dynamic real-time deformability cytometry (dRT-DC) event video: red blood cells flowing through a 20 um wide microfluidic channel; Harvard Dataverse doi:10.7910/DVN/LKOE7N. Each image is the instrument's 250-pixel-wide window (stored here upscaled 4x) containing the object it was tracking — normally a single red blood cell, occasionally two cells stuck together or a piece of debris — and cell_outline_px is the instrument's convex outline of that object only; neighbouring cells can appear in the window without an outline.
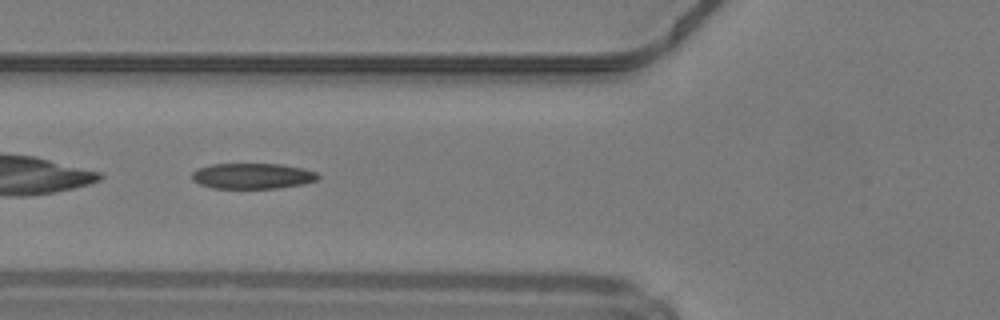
{"species": "common noctule bat (a hibernating species)", "species_latin": "Nyctalus noctula", "temperature_condition": "warm", "stored_images_in_passage": 46, "camera_frame_rate_fps": 3000, "um_per_image_px": 0.085, "animal": {"sex": "male", "body_mass_g": 19.2, "forearm_length_mm": 51.8}, "frame": {"image": 1, "passage_image": 19, "time_ms": 6.0, "image_size_px": [1000, 320], "cell_outline_px": [[320, 176], [316, 180], [304, 184], [276, 188], [212, 188], [200, 184], [192, 180], [192, 172], [196, 168], [212, 164], [280, 164], [304, 168], [316, 172]], "centroid_in_image_um": [21.45, 14.95], "position_along_channel_um": 104.3, "area_um2": 18.9}}
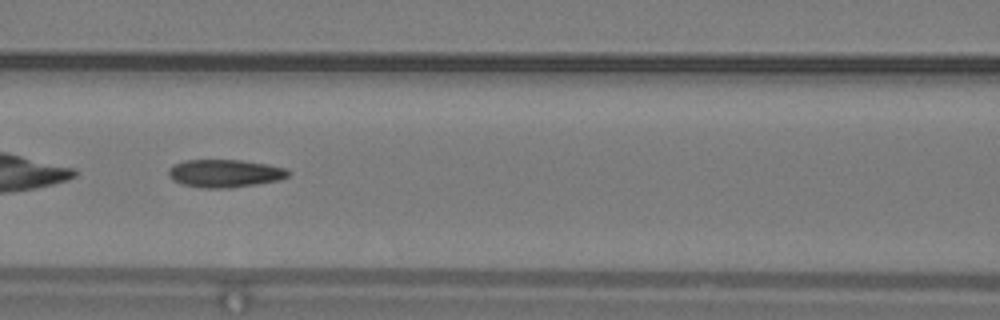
{"frame": {"image": 2, "passage_image": 22, "time_ms": 7.0, "image_size_px": [1000, 320], "cell_outline_px": [[292, 172], [288, 176], [280, 180], [232, 188], [200, 188], [184, 184], [172, 180], [168, 176], [168, 168], [176, 164], [188, 160], [240, 160], [268, 164], [284, 168]], "centroid_in_image_um": [19.12, 14.74], "position_along_channel_um": 147.5, "area_um2": 19.48}}